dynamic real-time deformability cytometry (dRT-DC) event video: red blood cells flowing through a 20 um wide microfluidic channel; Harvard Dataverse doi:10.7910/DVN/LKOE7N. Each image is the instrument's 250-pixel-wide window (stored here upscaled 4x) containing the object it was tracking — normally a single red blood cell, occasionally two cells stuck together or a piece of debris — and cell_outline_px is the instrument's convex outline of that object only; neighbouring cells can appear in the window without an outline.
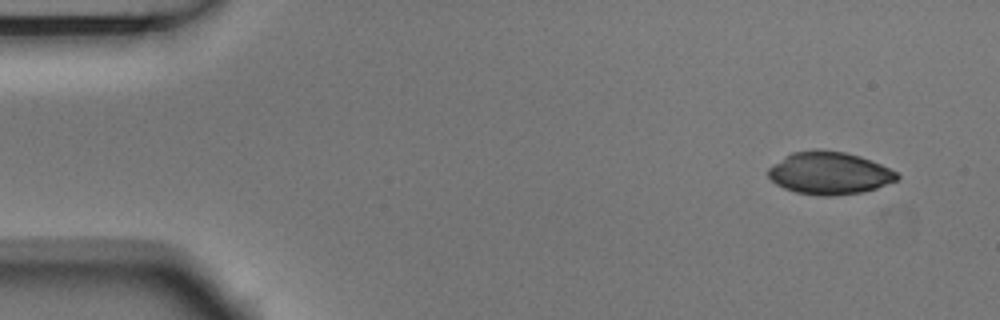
{"species": "Egyptian fruit bat (a non-hibernating species)", "species_latin": "Rousettus aegyptiacus", "temperature_condition": "room temperature", "stored_images_in_passage": 4, "camera_frame_rate_fps": 3000, "um_per_image_px": 0.085, "animal": {"sex": "male"}, "frame": {"image": 1, "passage_image": 1, "time_ms": 0.0, "image_size_px": [1000, 320], "cell_outline_px": [[900, 176], [896, 180], [876, 188], [864, 192], [832, 196], [820, 196], [796, 192], [784, 188], [776, 184], [768, 176], [768, 168], [792, 152], [816, 148], [820, 148], [844, 152], [860, 156], [880, 164], [896, 172]], "centroid_in_image_um": [70.48, 14.71], "position_along_channel_um": 14.5, "area_um2": 31.91}}
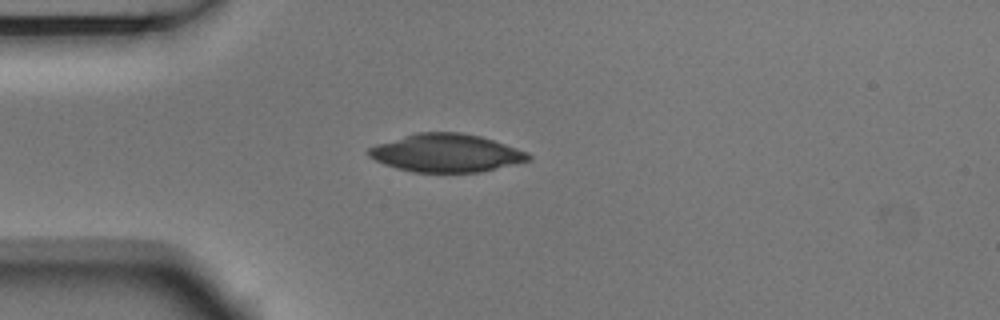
{"frame": {"image": 2, "passage_image": 4, "time_ms": 1.0, "image_size_px": [1000, 320], "cell_outline_px": [[532, 156], [528, 160], [480, 172], [412, 172], [396, 168], [384, 164], [368, 156], [368, 148], [376, 144], [416, 132], [460, 132], [480, 136], [528, 152]], "centroid_in_image_um": [37.89, 13.0], "position_along_channel_um": 47.1, "area_um2": 35.14}}